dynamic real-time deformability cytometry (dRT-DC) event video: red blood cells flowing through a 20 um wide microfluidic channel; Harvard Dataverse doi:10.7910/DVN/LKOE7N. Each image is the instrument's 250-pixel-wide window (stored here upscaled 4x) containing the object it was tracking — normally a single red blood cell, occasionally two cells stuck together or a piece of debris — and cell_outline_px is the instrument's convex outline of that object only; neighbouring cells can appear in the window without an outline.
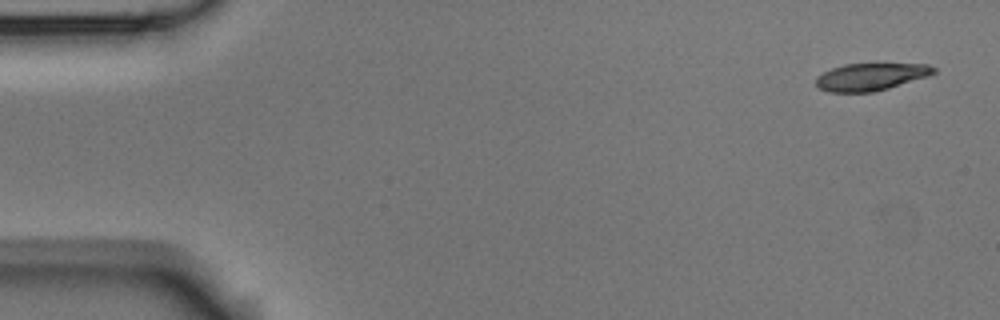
{"species": "Egyptian fruit bat (a non-hibernating species)", "species_latin": "Rousettus aegyptiacus", "temperature_condition": "room temperature", "stored_images_in_passage": 4, "camera_frame_rate_fps": 3000, "um_per_image_px": 0.085, "animal": {"sex": "male"}, "frame": {"image": 1, "passage_image": 1, "time_ms": 0.0, "image_size_px": [1000, 320], "cell_outline_px": [[936, 72], [928, 76], [888, 88], [872, 92], [828, 92], [820, 88], [816, 84], [816, 76], [832, 68], [844, 64], [876, 60], [928, 64], [936, 68]], "centroid_in_image_um": [74.07, 6.45], "position_along_channel_um": 10.9, "area_um2": 19.83}}
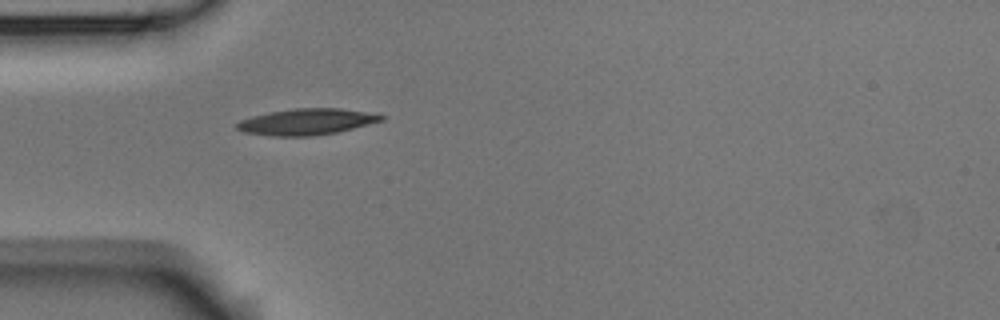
{"frame": {"image": 2, "passage_image": 4, "time_ms": 4.667, "image_size_px": [1000, 320], "cell_outline_px": [[384, 120], [336, 132], [312, 136], [272, 136], [244, 132], [236, 128], [236, 124], [240, 120], [252, 116], [268, 112], [296, 108], [340, 108], [364, 112], [384, 116]], "centroid_in_image_um": [26.01, 10.35], "position_along_channel_um": 59.0, "area_um2": 21.79}}